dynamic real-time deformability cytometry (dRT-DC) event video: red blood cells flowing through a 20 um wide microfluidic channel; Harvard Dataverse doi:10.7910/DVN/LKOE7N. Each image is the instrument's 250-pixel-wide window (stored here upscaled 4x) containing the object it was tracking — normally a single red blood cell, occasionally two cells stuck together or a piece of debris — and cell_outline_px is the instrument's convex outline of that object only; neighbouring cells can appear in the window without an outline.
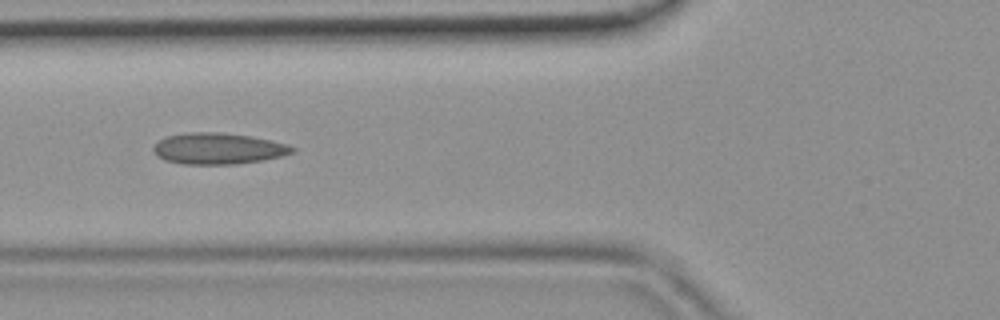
{"species": "common noctule bat (a hibernating species)", "species_latin": "Nyctalus noctula", "temperature_condition": "room temperature", "stored_images_in_passage": 2, "camera_frame_rate_fps": 3000, "um_per_image_px": 0.085, "animal": {"sex": "female", "body_mass_g": 19.9}, "frame": {"image": 1, "passage_image": 2, "time_ms": 0.333, "image_size_px": [1000, 320], "cell_outline_px": [[296, 152], [280, 156], [260, 160], [236, 164], [184, 164], [164, 160], [156, 156], [152, 148], [160, 140], [168, 136], [192, 132], [220, 132], [248, 136], [272, 140], [288, 144], [296, 148]], "centroid_in_image_um": [18.56, 12.63], "position_along_channel_um": 107.2, "area_um2": 25.14}}